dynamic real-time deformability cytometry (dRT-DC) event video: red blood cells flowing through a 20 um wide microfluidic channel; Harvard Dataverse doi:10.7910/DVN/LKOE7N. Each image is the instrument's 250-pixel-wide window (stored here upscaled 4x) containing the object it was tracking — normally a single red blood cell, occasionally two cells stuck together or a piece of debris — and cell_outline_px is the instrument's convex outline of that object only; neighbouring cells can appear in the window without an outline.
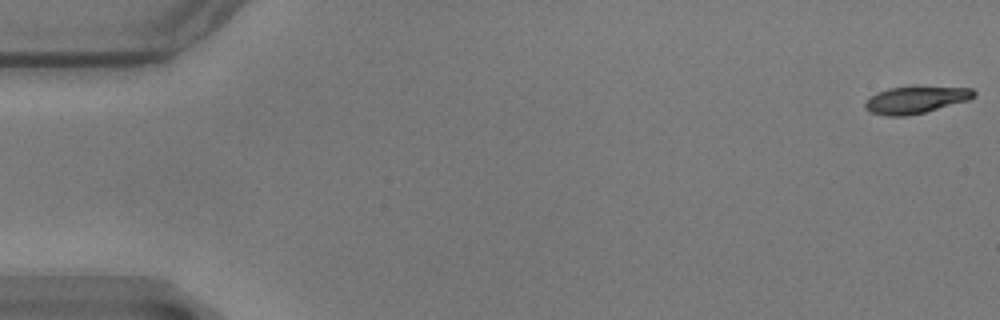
{"species": "common noctule bat (a hibernating species)", "species_latin": "Nyctalus noctula", "temperature_condition": "warm", "stored_images_in_passage": 58, "camera_frame_rate_fps": 3000, "um_per_image_px": 0.085, "animal": {"sex": "male", "body_mass_g": 17.9}, "frame": {"image": 1, "passage_image": 1, "time_ms": 0.0, "image_size_px": [1000, 320], "cell_outline_px": [[976, 96], [968, 100], [924, 112], [908, 116], [888, 116], [872, 112], [864, 108], [864, 104], [876, 92], [888, 88], [912, 84], [916, 84], [972, 88], [976, 92]], "centroid_in_image_um": [77.87, 8.43], "position_along_channel_um": 7.1, "area_um2": 17.8}}
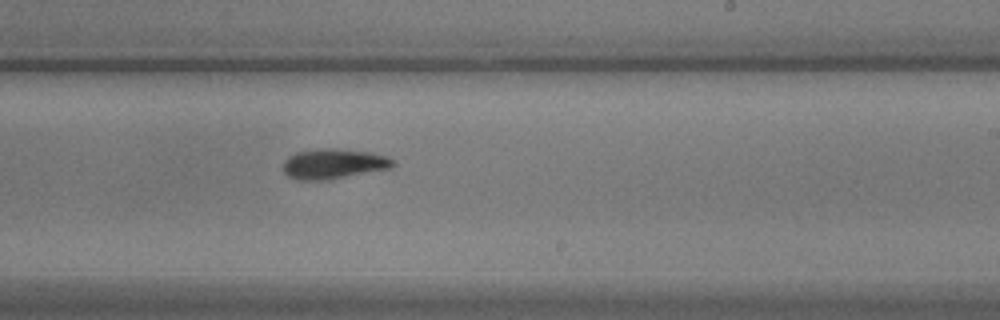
{"frame": {"image": 2, "passage_image": 35, "time_ms": 11.333, "image_size_px": [1000, 320], "cell_outline_px": [[396, 164], [392, 168], [332, 180], [296, 180], [288, 176], [284, 172], [284, 160], [288, 156], [296, 152], [316, 148], [340, 148], [372, 152], [388, 156], [396, 160]], "centroid_in_image_um": [28.41, 13.92], "position_along_channel_um": 260.6, "area_um2": 19.94}}
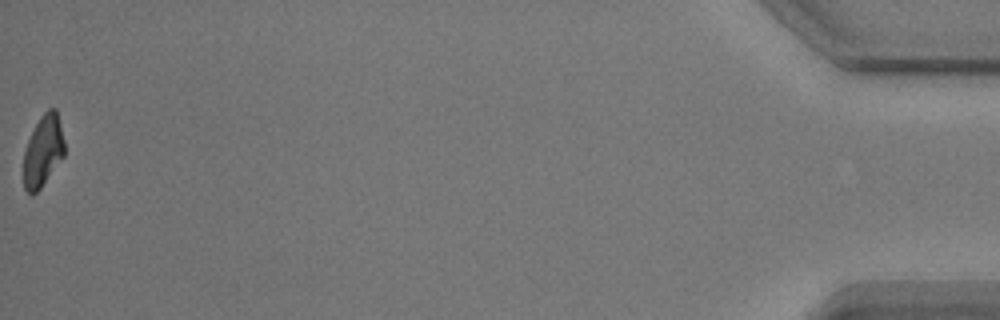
{"frame": {"image": 3, "passage_image": 58, "time_ms": 19.0, "image_size_px": [1000, 320], "cell_outline_px": [[64, 156], [40, 188], [32, 196], [24, 188], [24, 152], [28, 140], [40, 116], [48, 108], [56, 108], [64, 140]], "centroid_in_image_um": [3.66, 12.82], "position_along_channel_um": 431.5, "area_um2": 16.82}, "authors_computed_cell_mechanics": {"area_um2": 18.6405, "velocity_mm_per_s": 3.4983, "shape_relaxation_time_tau1_ms": 3.2297, "shape_relaxation_time_tau2_ms": 9.6424, "deformation_change_tau1": 0.1484, "deformation_change_tau2": 0.1416}}